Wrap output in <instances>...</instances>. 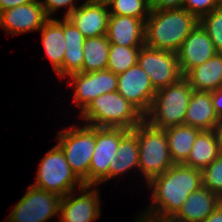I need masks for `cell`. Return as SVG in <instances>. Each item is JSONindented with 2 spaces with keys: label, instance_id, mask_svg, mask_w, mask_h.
Instances as JSON below:
<instances>
[{
  "label": "cell",
  "instance_id": "cell-1",
  "mask_svg": "<svg viewBox=\"0 0 222 222\" xmlns=\"http://www.w3.org/2000/svg\"><path fill=\"white\" fill-rule=\"evenodd\" d=\"M147 184L153 188V202L143 214L174 216L189 194L203 186L202 172L184 164H174Z\"/></svg>",
  "mask_w": 222,
  "mask_h": 222
},
{
  "label": "cell",
  "instance_id": "cell-2",
  "mask_svg": "<svg viewBox=\"0 0 222 222\" xmlns=\"http://www.w3.org/2000/svg\"><path fill=\"white\" fill-rule=\"evenodd\" d=\"M198 24L199 20L184 8L151 10L145 21V46L177 53Z\"/></svg>",
  "mask_w": 222,
  "mask_h": 222
},
{
  "label": "cell",
  "instance_id": "cell-3",
  "mask_svg": "<svg viewBox=\"0 0 222 222\" xmlns=\"http://www.w3.org/2000/svg\"><path fill=\"white\" fill-rule=\"evenodd\" d=\"M80 117L93 127L132 130L144 120V115L117 91L99 95L81 112Z\"/></svg>",
  "mask_w": 222,
  "mask_h": 222
},
{
  "label": "cell",
  "instance_id": "cell-4",
  "mask_svg": "<svg viewBox=\"0 0 222 222\" xmlns=\"http://www.w3.org/2000/svg\"><path fill=\"white\" fill-rule=\"evenodd\" d=\"M192 92L193 89L184 77L174 84L156 90L144 120L158 129L184 124Z\"/></svg>",
  "mask_w": 222,
  "mask_h": 222
},
{
  "label": "cell",
  "instance_id": "cell-5",
  "mask_svg": "<svg viewBox=\"0 0 222 222\" xmlns=\"http://www.w3.org/2000/svg\"><path fill=\"white\" fill-rule=\"evenodd\" d=\"M132 131L137 135L139 144V169L148 183L174 165L167 136L164 129L155 128L145 120Z\"/></svg>",
  "mask_w": 222,
  "mask_h": 222
},
{
  "label": "cell",
  "instance_id": "cell-6",
  "mask_svg": "<svg viewBox=\"0 0 222 222\" xmlns=\"http://www.w3.org/2000/svg\"><path fill=\"white\" fill-rule=\"evenodd\" d=\"M58 145L75 175L89 186V166L95 149V127L71 126L57 135Z\"/></svg>",
  "mask_w": 222,
  "mask_h": 222
},
{
  "label": "cell",
  "instance_id": "cell-7",
  "mask_svg": "<svg viewBox=\"0 0 222 222\" xmlns=\"http://www.w3.org/2000/svg\"><path fill=\"white\" fill-rule=\"evenodd\" d=\"M77 184L79 189L84 186L72 171L60 146L55 145L41 160L33 186L64 197L74 193Z\"/></svg>",
  "mask_w": 222,
  "mask_h": 222
},
{
  "label": "cell",
  "instance_id": "cell-8",
  "mask_svg": "<svg viewBox=\"0 0 222 222\" xmlns=\"http://www.w3.org/2000/svg\"><path fill=\"white\" fill-rule=\"evenodd\" d=\"M61 199L56 193L31 185L6 222H46L54 215L59 216Z\"/></svg>",
  "mask_w": 222,
  "mask_h": 222
},
{
  "label": "cell",
  "instance_id": "cell-9",
  "mask_svg": "<svg viewBox=\"0 0 222 222\" xmlns=\"http://www.w3.org/2000/svg\"><path fill=\"white\" fill-rule=\"evenodd\" d=\"M125 128L95 127V149L89 166V186L109 180V166L116 157L120 140L129 132Z\"/></svg>",
  "mask_w": 222,
  "mask_h": 222
},
{
  "label": "cell",
  "instance_id": "cell-10",
  "mask_svg": "<svg viewBox=\"0 0 222 222\" xmlns=\"http://www.w3.org/2000/svg\"><path fill=\"white\" fill-rule=\"evenodd\" d=\"M138 65L149 75L155 90L178 82L181 74L177 53L141 47L138 54Z\"/></svg>",
  "mask_w": 222,
  "mask_h": 222
},
{
  "label": "cell",
  "instance_id": "cell-11",
  "mask_svg": "<svg viewBox=\"0 0 222 222\" xmlns=\"http://www.w3.org/2000/svg\"><path fill=\"white\" fill-rule=\"evenodd\" d=\"M117 92L145 115L151 107L156 90L149 75L137 63L117 75Z\"/></svg>",
  "mask_w": 222,
  "mask_h": 222
},
{
  "label": "cell",
  "instance_id": "cell-12",
  "mask_svg": "<svg viewBox=\"0 0 222 222\" xmlns=\"http://www.w3.org/2000/svg\"><path fill=\"white\" fill-rule=\"evenodd\" d=\"M74 88L73 102L81 112L99 95L117 91V75L108 69L92 73H75L69 76Z\"/></svg>",
  "mask_w": 222,
  "mask_h": 222
},
{
  "label": "cell",
  "instance_id": "cell-13",
  "mask_svg": "<svg viewBox=\"0 0 222 222\" xmlns=\"http://www.w3.org/2000/svg\"><path fill=\"white\" fill-rule=\"evenodd\" d=\"M50 18L40 0L0 12V27L11 35L39 31Z\"/></svg>",
  "mask_w": 222,
  "mask_h": 222
},
{
  "label": "cell",
  "instance_id": "cell-14",
  "mask_svg": "<svg viewBox=\"0 0 222 222\" xmlns=\"http://www.w3.org/2000/svg\"><path fill=\"white\" fill-rule=\"evenodd\" d=\"M84 185L80 188L81 195L75 198L69 193L60 202L59 222H93L100 216L99 191L96 186ZM90 190V191H88ZM72 194V195H71Z\"/></svg>",
  "mask_w": 222,
  "mask_h": 222
},
{
  "label": "cell",
  "instance_id": "cell-15",
  "mask_svg": "<svg viewBox=\"0 0 222 222\" xmlns=\"http://www.w3.org/2000/svg\"><path fill=\"white\" fill-rule=\"evenodd\" d=\"M216 53L217 51L207 32L198 24L177 51L181 74L184 77L192 68L202 65Z\"/></svg>",
  "mask_w": 222,
  "mask_h": 222
},
{
  "label": "cell",
  "instance_id": "cell-16",
  "mask_svg": "<svg viewBox=\"0 0 222 222\" xmlns=\"http://www.w3.org/2000/svg\"><path fill=\"white\" fill-rule=\"evenodd\" d=\"M108 5L99 0H86L67 18L85 38L104 36L109 22Z\"/></svg>",
  "mask_w": 222,
  "mask_h": 222
},
{
  "label": "cell",
  "instance_id": "cell-17",
  "mask_svg": "<svg viewBox=\"0 0 222 222\" xmlns=\"http://www.w3.org/2000/svg\"><path fill=\"white\" fill-rule=\"evenodd\" d=\"M106 37L110 44L143 47L145 22L139 18L110 14Z\"/></svg>",
  "mask_w": 222,
  "mask_h": 222
},
{
  "label": "cell",
  "instance_id": "cell-18",
  "mask_svg": "<svg viewBox=\"0 0 222 222\" xmlns=\"http://www.w3.org/2000/svg\"><path fill=\"white\" fill-rule=\"evenodd\" d=\"M222 202V198L204 186L189 194L173 216L181 222H203Z\"/></svg>",
  "mask_w": 222,
  "mask_h": 222
},
{
  "label": "cell",
  "instance_id": "cell-19",
  "mask_svg": "<svg viewBox=\"0 0 222 222\" xmlns=\"http://www.w3.org/2000/svg\"><path fill=\"white\" fill-rule=\"evenodd\" d=\"M218 120V115L213 108L211 92L193 90L184 125L197 128L200 131H210L215 129Z\"/></svg>",
  "mask_w": 222,
  "mask_h": 222
},
{
  "label": "cell",
  "instance_id": "cell-20",
  "mask_svg": "<svg viewBox=\"0 0 222 222\" xmlns=\"http://www.w3.org/2000/svg\"><path fill=\"white\" fill-rule=\"evenodd\" d=\"M63 30L65 37V54L62 67L56 72L58 76H70L82 72L83 45L85 37L67 18L63 17Z\"/></svg>",
  "mask_w": 222,
  "mask_h": 222
},
{
  "label": "cell",
  "instance_id": "cell-21",
  "mask_svg": "<svg viewBox=\"0 0 222 222\" xmlns=\"http://www.w3.org/2000/svg\"><path fill=\"white\" fill-rule=\"evenodd\" d=\"M184 78L194 91L211 92L222 88V53L192 68Z\"/></svg>",
  "mask_w": 222,
  "mask_h": 222
},
{
  "label": "cell",
  "instance_id": "cell-22",
  "mask_svg": "<svg viewBox=\"0 0 222 222\" xmlns=\"http://www.w3.org/2000/svg\"><path fill=\"white\" fill-rule=\"evenodd\" d=\"M42 34V44L47 57L57 72L63 64L65 54V37L63 20L50 18L39 30Z\"/></svg>",
  "mask_w": 222,
  "mask_h": 222
},
{
  "label": "cell",
  "instance_id": "cell-23",
  "mask_svg": "<svg viewBox=\"0 0 222 222\" xmlns=\"http://www.w3.org/2000/svg\"><path fill=\"white\" fill-rule=\"evenodd\" d=\"M220 154L221 151L214 130L201 131L196 136L189 156L183 164L202 171Z\"/></svg>",
  "mask_w": 222,
  "mask_h": 222
},
{
  "label": "cell",
  "instance_id": "cell-24",
  "mask_svg": "<svg viewBox=\"0 0 222 222\" xmlns=\"http://www.w3.org/2000/svg\"><path fill=\"white\" fill-rule=\"evenodd\" d=\"M171 158L174 164H183L193 147L196 136L201 132L199 129L188 126L178 125L164 129Z\"/></svg>",
  "mask_w": 222,
  "mask_h": 222
},
{
  "label": "cell",
  "instance_id": "cell-25",
  "mask_svg": "<svg viewBox=\"0 0 222 222\" xmlns=\"http://www.w3.org/2000/svg\"><path fill=\"white\" fill-rule=\"evenodd\" d=\"M139 167V144L137 135L130 130L121 140L116 157H113L109 166V180L131 168Z\"/></svg>",
  "mask_w": 222,
  "mask_h": 222
},
{
  "label": "cell",
  "instance_id": "cell-26",
  "mask_svg": "<svg viewBox=\"0 0 222 222\" xmlns=\"http://www.w3.org/2000/svg\"><path fill=\"white\" fill-rule=\"evenodd\" d=\"M110 43L106 35L85 38L83 45V73L107 69Z\"/></svg>",
  "mask_w": 222,
  "mask_h": 222
},
{
  "label": "cell",
  "instance_id": "cell-27",
  "mask_svg": "<svg viewBox=\"0 0 222 222\" xmlns=\"http://www.w3.org/2000/svg\"><path fill=\"white\" fill-rule=\"evenodd\" d=\"M141 47L110 44L107 69L116 75L124 73L138 62Z\"/></svg>",
  "mask_w": 222,
  "mask_h": 222
},
{
  "label": "cell",
  "instance_id": "cell-28",
  "mask_svg": "<svg viewBox=\"0 0 222 222\" xmlns=\"http://www.w3.org/2000/svg\"><path fill=\"white\" fill-rule=\"evenodd\" d=\"M108 6L111 15L130 16L144 22L151 12L150 0H112Z\"/></svg>",
  "mask_w": 222,
  "mask_h": 222
},
{
  "label": "cell",
  "instance_id": "cell-29",
  "mask_svg": "<svg viewBox=\"0 0 222 222\" xmlns=\"http://www.w3.org/2000/svg\"><path fill=\"white\" fill-rule=\"evenodd\" d=\"M199 24L207 32L217 53H222V6L203 16Z\"/></svg>",
  "mask_w": 222,
  "mask_h": 222
},
{
  "label": "cell",
  "instance_id": "cell-30",
  "mask_svg": "<svg viewBox=\"0 0 222 222\" xmlns=\"http://www.w3.org/2000/svg\"><path fill=\"white\" fill-rule=\"evenodd\" d=\"M201 172L202 185L222 198V153Z\"/></svg>",
  "mask_w": 222,
  "mask_h": 222
},
{
  "label": "cell",
  "instance_id": "cell-31",
  "mask_svg": "<svg viewBox=\"0 0 222 222\" xmlns=\"http://www.w3.org/2000/svg\"><path fill=\"white\" fill-rule=\"evenodd\" d=\"M219 6L217 0H184L183 8L200 20Z\"/></svg>",
  "mask_w": 222,
  "mask_h": 222
},
{
  "label": "cell",
  "instance_id": "cell-32",
  "mask_svg": "<svg viewBox=\"0 0 222 222\" xmlns=\"http://www.w3.org/2000/svg\"><path fill=\"white\" fill-rule=\"evenodd\" d=\"M75 0H40L42 7L44 8L47 16H50L55 13V11L61 7H69L68 10L65 11V16H69L78 6L74 3Z\"/></svg>",
  "mask_w": 222,
  "mask_h": 222
},
{
  "label": "cell",
  "instance_id": "cell-33",
  "mask_svg": "<svg viewBox=\"0 0 222 222\" xmlns=\"http://www.w3.org/2000/svg\"><path fill=\"white\" fill-rule=\"evenodd\" d=\"M184 0H150L151 10H171L183 8Z\"/></svg>",
  "mask_w": 222,
  "mask_h": 222
},
{
  "label": "cell",
  "instance_id": "cell-34",
  "mask_svg": "<svg viewBox=\"0 0 222 222\" xmlns=\"http://www.w3.org/2000/svg\"><path fill=\"white\" fill-rule=\"evenodd\" d=\"M136 222H181L173 216H161L158 214H141Z\"/></svg>",
  "mask_w": 222,
  "mask_h": 222
},
{
  "label": "cell",
  "instance_id": "cell-35",
  "mask_svg": "<svg viewBox=\"0 0 222 222\" xmlns=\"http://www.w3.org/2000/svg\"><path fill=\"white\" fill-rule=\"evenodd\" d=\"M211 98L213 103V108L215 109L218 118H222V88H218L211 91Z\"/></svg>",
  "mask_w": 222,
  "mask_h": 222
},
{
  "label": "cell",
  "instance_id": "cell-36",
  "mask_svg": "<svg viewBox=\"0 0 222 222\" xmlns=\"http://www.w3.org/2000/svg\"><path fill=\"white\" fill-rule=\"evenodd\" d=\"M35 0H0V12L12 9L16 6L31 3Z\"/></svg>",
  "mask_w": 222,
  "mask_h": 222
},
{
  "label": "cell",
  "instance_id": "cell-37",
  "mask_svg": "<svg viewBox=\"0 0 222 222\" xmlns=\"http://www.w3.org/2000/svg\"><path fill=\"white\" fill-rule=\"evenodd\" d=\"M203 222H222V202Z\"/></svg>",
  "mask_w": 222,
  "mask_h": 222
},
{
  "label": "cell",
  "instance_id": "cell-38",
  "mask_svg": "<svg viewBox=\"0 0 222 222\" xmlns=\"http://www.w3.org/2000/svg\"><path fill=\"white\" fill-rule=\"evenodd\" d=\"M214 132H215L216 137H217L219 149L222 153V118H220L218 120V122L216 123Z\"/></svg>",
  "mask_w": 222,
  "mask_h": 222
},
{
  "label": "cell",
  "instance_id": "cell-39",
  "mask_svg": "<svg viewBox=\"0 0 222 222\" xmlns=\"http://www.w3.org/2000/svg\"><path fill=\"white\" fill-rule=\"evenodd\" d=\"M101 2H103L104 4L108 5L112 0H99Z\"/></svg>",
  "mask_w": 222,
  "mask_h": 222
},
{
  "label": "cell",
  "instance_id": "cell-40",
  "mask_svg": "<svg viewBox=\"0 0 222 222\" xmlns=\"http://www.w3.org/2000/svg\"><path fill=\"white\" fill-rule=\"evenodd\" d=\"M219 5L222 6V0H217Z\"/></svg>",
  "mask_w": 222,
  "mask_h": 222
}]
</instances>
